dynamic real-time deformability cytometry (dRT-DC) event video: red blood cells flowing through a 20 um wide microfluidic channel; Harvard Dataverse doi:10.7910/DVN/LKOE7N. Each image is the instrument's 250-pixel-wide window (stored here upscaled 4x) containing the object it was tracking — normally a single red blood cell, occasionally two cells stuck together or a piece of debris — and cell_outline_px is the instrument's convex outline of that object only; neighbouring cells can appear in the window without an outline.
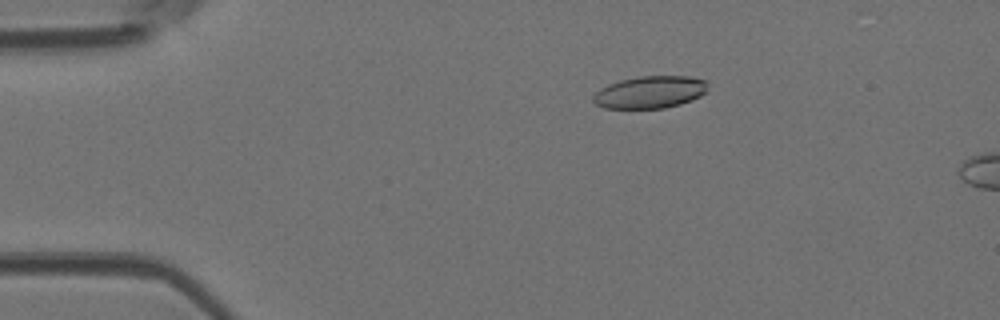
{"species": "Egyptian fruit bat (a non-hibernating species)", "species_latin": "Rousettus aegyptiacus", "temperature_condition": "room temperature", "stored_images_in_passage": 17, "camera_frame_rate_fps": 3000, "um_per_image_px": 0.085, "animal": {"sex": "female"}, "frame": {"image": 1, "passage_image": 10, "time_ms": 3.0, "image_size_px": [1000, 320], "cell_outline_px": [[708, 92], [692, 100], [680, 104], [664, 108], [604, 108], [596, 104], [592, 100], [592, 96], [600, 88], [608, 84], [620, 80], [640, 76], [688, 76], [704, 80], [708, 84]], "centroid_in_image_um": [55.26, 7.83], "position_along_channel_um": 29.7, "area_um2": 21.68}}